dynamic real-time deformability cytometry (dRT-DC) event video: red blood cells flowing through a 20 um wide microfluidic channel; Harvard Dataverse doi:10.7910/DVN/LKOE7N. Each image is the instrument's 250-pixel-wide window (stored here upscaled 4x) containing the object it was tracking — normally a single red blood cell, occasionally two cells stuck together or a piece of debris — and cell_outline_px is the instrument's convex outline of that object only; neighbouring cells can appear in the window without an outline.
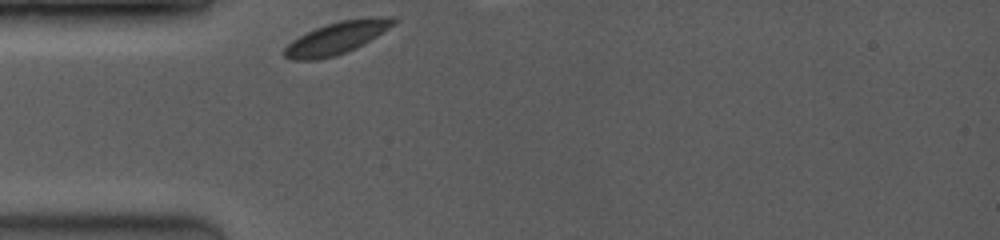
{"species": "common noctule bat (a hibernating species)", "species_latin": "Nyctalus noctula", "temperature_condition": "room temperature", "stored_images_in_passage": 14, "camera_frame_rate_fps": 3500, "um_per_image_px": 0.085, "animal": {"sex": "female", "body_mass_g": 19.0, "forearm_length_mm": 53.3}, "frame": {"image": 1, "passage_image": 1, "time_ms": 0.0, "image_size_px": [1000, 240], "cell_outline_px": [[400, 20], [396, 24], [356, 48], [336, 56], [316, 60], [292, 60], [284, 56], [280, 52], [292, 40], [316, 28], [340, 20], [376, 16], [396, 16]], "centroid_in_image_um": [28.66, 3.21], "position_along_channel_um": 56.3, "area_um2": 20.69}}